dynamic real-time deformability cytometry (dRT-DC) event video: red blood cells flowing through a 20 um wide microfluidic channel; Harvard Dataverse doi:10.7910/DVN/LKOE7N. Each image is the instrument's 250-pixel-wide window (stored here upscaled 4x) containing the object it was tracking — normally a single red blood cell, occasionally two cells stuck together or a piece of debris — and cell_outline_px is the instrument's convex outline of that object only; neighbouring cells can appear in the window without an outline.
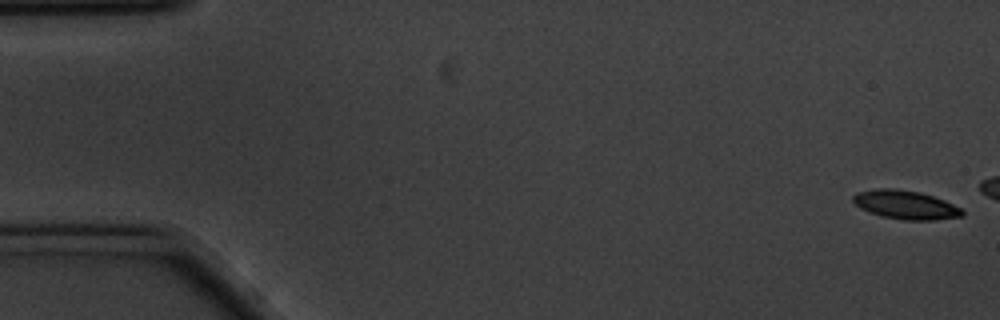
{"species": "common noctule bat (a hibernating species)", "species_latin": "Nyctalus noctula", "temperature_condition": "cold", "stored_images_in_passage": 10, "camera_frame_rate_fps": 3000, "um_per_image_px": 0.085, "animal": {"sex": "male", "body_mass_g": 20.1, "forearm_length_mm": 53.5}, "frame": {"image": 1, "passage_image": 1, "time_ms": 0.0, "image_size_px": [1000, 320], "cell_outline_px": [[964, 216], [936, 220], [904, 220], [880, 216], [868, 212], [860, 208], [852, 200], [852, 196], [856, 192], [876, 188], [896, 188], [920, 192], [944, 200], [964, 208]], "centroid_in_image_um": [76.98, 17.41], "position_along_channel_um": 8.0, "area_um2": 18.61}}